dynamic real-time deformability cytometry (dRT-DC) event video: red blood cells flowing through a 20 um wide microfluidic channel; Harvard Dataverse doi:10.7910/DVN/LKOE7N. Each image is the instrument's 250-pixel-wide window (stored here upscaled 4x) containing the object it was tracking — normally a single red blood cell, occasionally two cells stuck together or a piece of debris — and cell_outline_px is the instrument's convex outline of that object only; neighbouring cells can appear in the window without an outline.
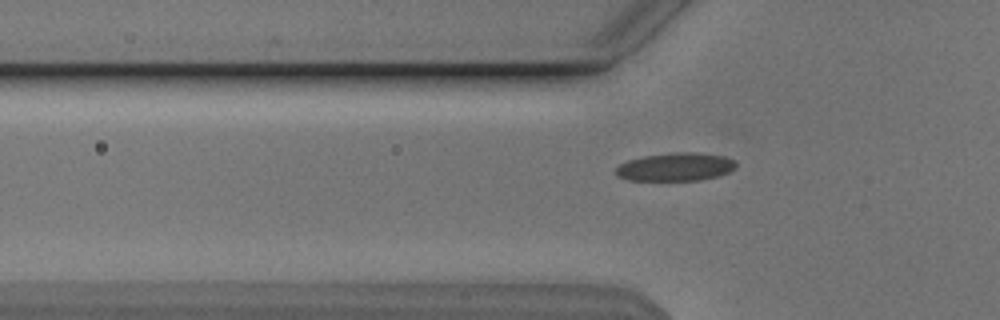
{"species": "Egyptian fruit bat (a non-hibernating species)", "species_latin": "Rousettus aegyptiacus", "temperature_condition": "cold", "stored_images_in_passage": 34, "camera_frame_rate_fps": 3000, "um_per_image_px": 0.085, "animal": {"sex": "male"}, "frame": {"image": 1, "passage_image": 2, "time_ms": 0.333, "image_size_px": [1000, 320], "cell_outline_px": [[736, 164], [728, 172], [716, 176], [700, 180], [628, 180], [616, 176], [616, 168], [620, 164], [628, 160], [644, 156], [676, 152], [696, 152], [724, 156], [732, 160]], "centroid_in_image_um": [57.37, 14.18], "position_along_channel_um": 68.4, "area_um2": 19.48}}
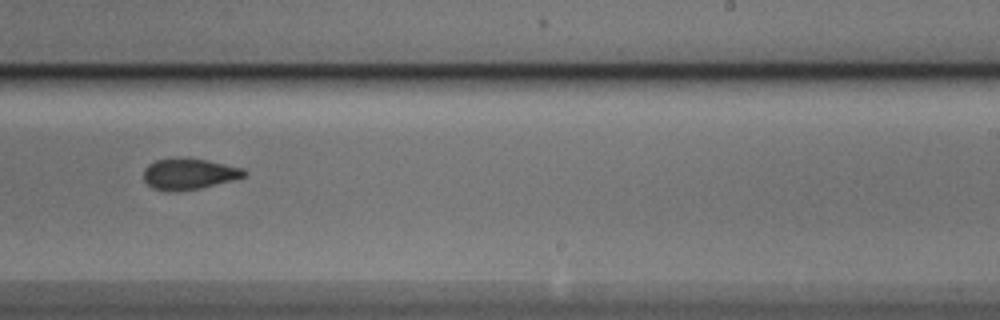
{"frame": {"image": 2, "passage_image": 18, "time_ms": 5.667, "image_size_px": [1000, 320], "cell_outline_px": [[248, 172], [244, 176], [232, 180], [200, 188], [176, 192], [168, 192], [152, 188], [144, 180], [144, 168], [148, 164], [156, 160], [180, 156], [208, 160], [244, 168]], "centroid_in_image_um": [16.04, 14.77], "position_along_channel_um": 273.0, "area_um2": 18.55}}
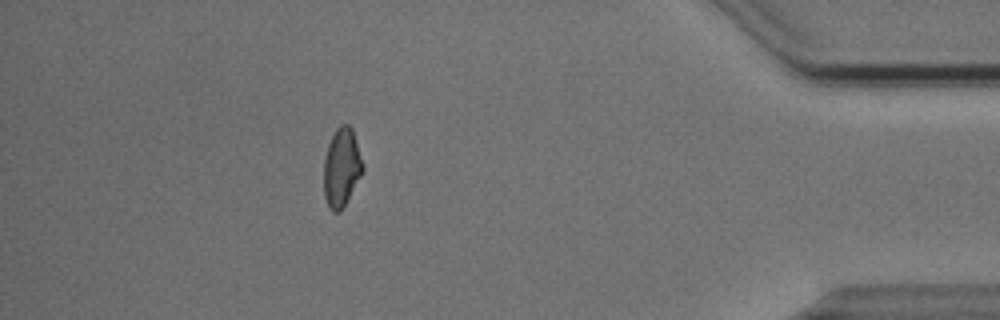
{"frame": {"image": 3, "passage_image": 32, "time_ms": 10.333, "image_size_px": [1000, 320], "cell_outline_px": [[364, 168], [360, 176], [344, 204], [336, 212], [332, 212], [328, 208], [324, 196], [324, 160], [328, 144], [336, 128], [340, 124], [348, 124], [352, 128], [364, 164]], "centroid_in_image_um": [29.02, 14.19], "position_along_channel_um": 406.2, "area_um2": 17.63}, "authors_computed_cell_mechanics": {"area_um2": 18.4382, "velocity_mm_per_s": 3.8515, "shape_relaxation_time_tau1_ms": 5.8572, "shape_relaxation_time_tau2_ms": 4.0061, "deformation_change_tau1": 0.1258, "deformation_change_tau2": 0.0945}}